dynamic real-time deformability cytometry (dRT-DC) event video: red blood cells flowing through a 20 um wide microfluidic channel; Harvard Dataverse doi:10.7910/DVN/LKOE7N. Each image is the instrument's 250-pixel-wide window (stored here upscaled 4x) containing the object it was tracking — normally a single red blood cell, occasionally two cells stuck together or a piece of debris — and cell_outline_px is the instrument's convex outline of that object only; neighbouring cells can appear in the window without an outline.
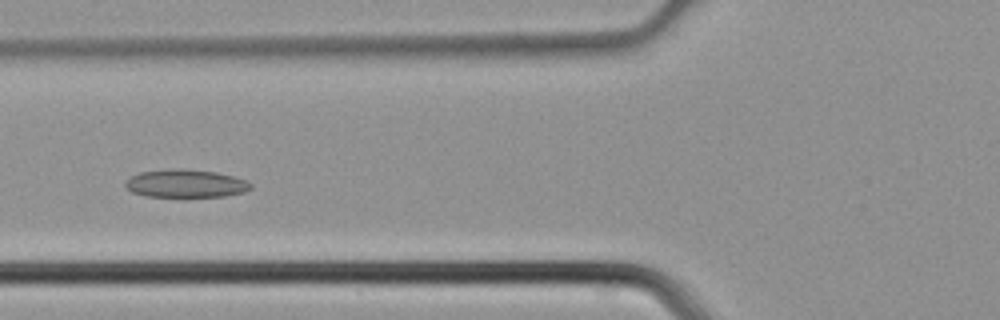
{"species": "common noctule bat (a hibernating species)", "species_latin": "Nyctalus noctula", "temperature_condition": "cold", "stored_images_in_passage": 36, "camera_frame_rate_fps": 3000, "um_per_image_px": 0.085, "animal": {"sex": "male", "body_mass_g": 21.5, "forearm_length_mm": 52.0}, "frame": {"image": 1, "passage_image": 9, "time_ms": 2.667, "image_size_px": [1000, 320], "cell_outline_px": [[252, 188], [244, 192], [224, 196], [184, 200], [148, 196], [132, 192], [124, 188], [124, 184], [132, 176], [140, 172], [172, 168], [184, 168], [216, 172], [232, 176], [244, 180], [252, 184]], "centroid_in_image_um": [15.77, 15.65], "position_along_channel_um": 110.0, "area_um2": 21.44}}
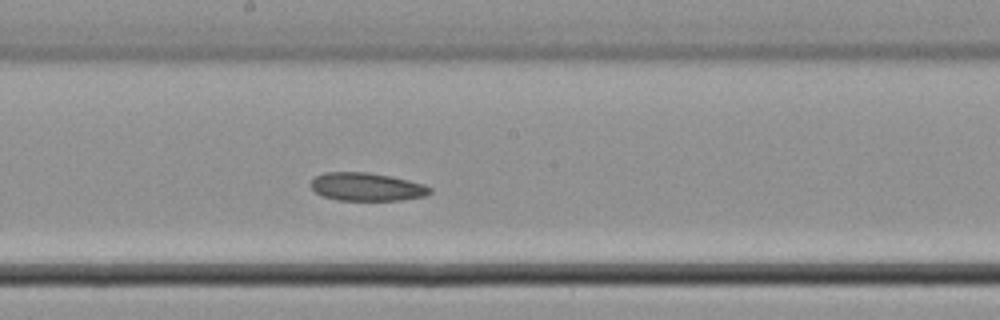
{"frame": {"image": 2, "passage_image": 16, "time_ms": 5.0, "image_size_px": [1000, 320], "cell_outline_px": [[432, 192], [424, 196], [400, 200], [336, 200], [324, 196], [316, 192], [308, 184], [316, 176], [324, 172], [368, 172], [408, 180], [424, 184], [432, 188]], "centroid_in_image_um": [31.16, 15.88], "position_along_channel_um": 217.0, "area_um2": 19.48}}
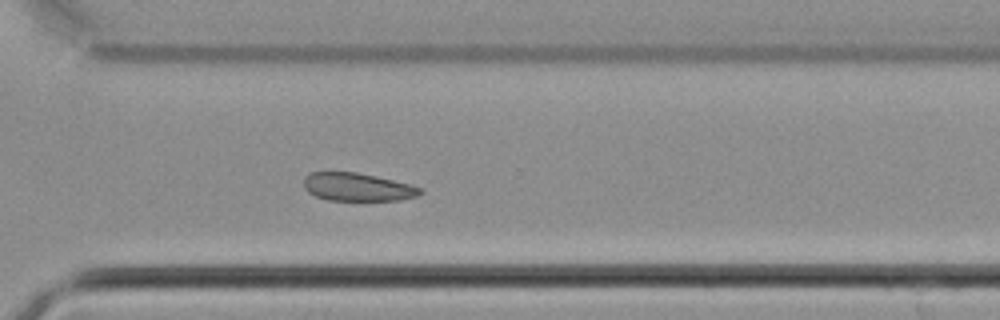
{"frame": {"image": 3, "passage_image": 24, "time_ms": 7.667, "image_size_px": [1000, 320], "cell_outline_px": [[424, 192], [420, 196], [400, 200], [328, 200], [316, 196], [308, 192], [304, 188], [304, 176], [312, 172], [356, 172], [376, 176], [408, 184], [420, 188]], "centroid_in_image_um": [30.38, 15.9], "position_along_channel_um": 340.2, "area_um2": 19.02}}